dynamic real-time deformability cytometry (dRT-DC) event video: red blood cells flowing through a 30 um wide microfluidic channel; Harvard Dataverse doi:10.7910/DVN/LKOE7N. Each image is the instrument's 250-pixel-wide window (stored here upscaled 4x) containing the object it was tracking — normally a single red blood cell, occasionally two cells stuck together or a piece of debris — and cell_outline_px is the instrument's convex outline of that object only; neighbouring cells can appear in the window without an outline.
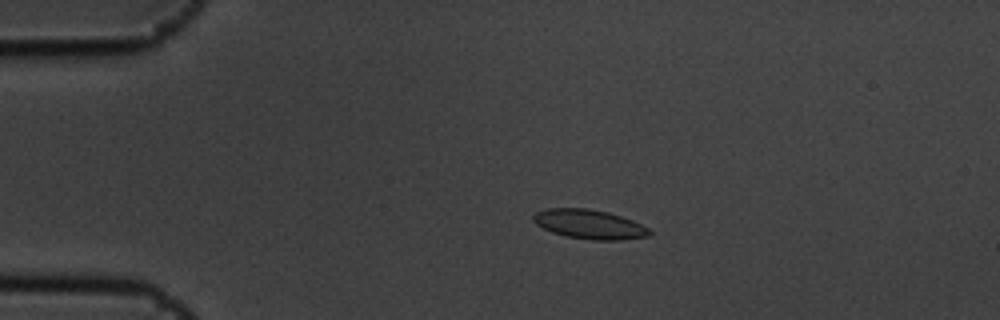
{"species": "common noctule bat (a hibernating species)", "species_latin": "Nyctalus noctula", "temperature_condition": "cold", "stored_images_in_passage": 4, "camera_frame_rate_fps": 3000, "um_per_image_px": 0.085, "animal": {"sex": "male", "body_mass_g": 19.5, "forearm_length_mm": 54.6}, "frame": {"image": 1, "passage_image": 3, "time_ms": 0.667, "image_size_px": [1000, 320], "cell_outline_px": [[652, 232], [648, 236], [624, 240], [592, 240], [564, 236], [552, 232], [536, 224], [532, 220], [532, 216], [536, 212], [548, 208], [588, 208], [608, 212], [632, 220], [648, 228]], "centroid_in_image_um": [50.08, 19.06], "position_along_channel_um": 34.9, "area_um2": 19.88}}